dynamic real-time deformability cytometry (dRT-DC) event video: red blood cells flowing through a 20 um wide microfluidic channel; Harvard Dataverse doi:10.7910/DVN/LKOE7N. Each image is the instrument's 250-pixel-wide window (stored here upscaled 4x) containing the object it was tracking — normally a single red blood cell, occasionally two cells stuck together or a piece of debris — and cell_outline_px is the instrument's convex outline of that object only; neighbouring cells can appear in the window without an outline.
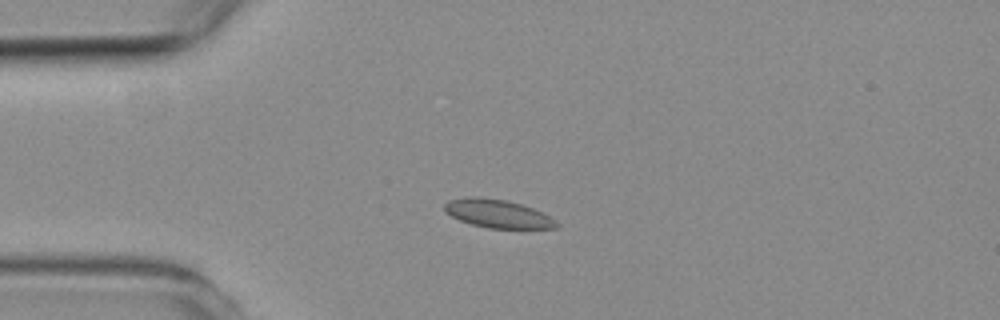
{"species": "common noctule bat (a hibernating species)", "species_latin": "Nyctalus noctula", "temperature_condition": "room temperature", "stored_images_in_passage": 5, "camera_frame_rate_fps": 3000, "um_per_image_px": 0.085, "animal": {"sex": "female", "body_mass_g": 19.3, "forearm_length_mm": 54.1}, "frame": {"image": 1, "passage_image": 3, "time_ms": 2.0, "image_size_px": [1000, 320], "cell_outline_px": [[560, 224], [556, 228], [488, 228], [472, 224], [460, 220], [444, 212], [444, 204], [448, 200], [472, 196], [476, 196], [504, 200], [520, 204], [544, 212], [556, 220]], "centroid_in_image_um": [42.31, 18.16], "position_along_channel_um": 42.7, "area_um2": 18.44}}
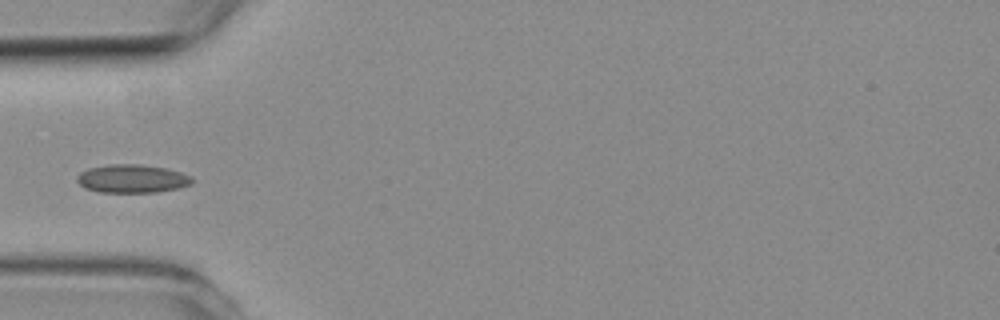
{"frame": {"image": 2, "passage_image": 4, "time_ms": 3.333, "image_size_px": [1000, 320], "cell_outline_px": [[192, 184], [180, 188], [156, 192], [100, 192], [84, 188], [76, 180], [76, 176], [80, 172], [88, 168], [108, 164], [140, 164], [164, 168], [180, 172], [192, 176]], "centroid_in_image_um": [11.21, 15.18], "position_along_channel_um": 73.8, "area_um2": 19.07}}
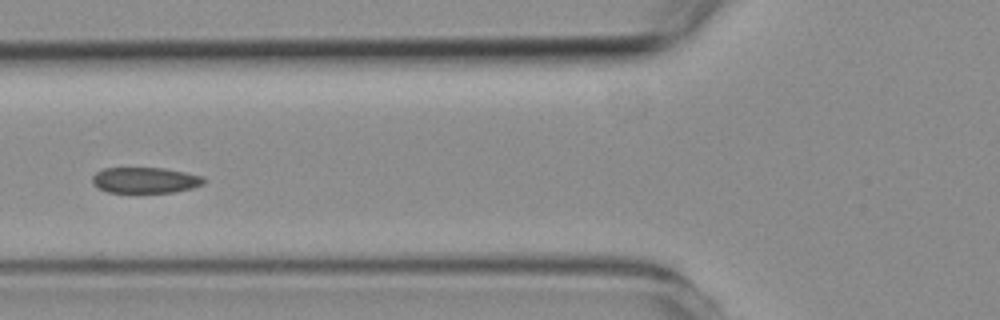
{"frame": {"image": 3, "passage_image": 5, "time_ms": 4.333, "image_size_px": [1000, 320], "cell_outline_px": [[204, 184], [192, 188], [172, 192], [108, 192], [92, 184], [92, 176], [96, 172], [104, 168], [164, 168], [204, 176]], "centroid_in_image_um": [12.34, 15.31], "position_along_channel_um": 113.5, "area_um2": 16.7}}